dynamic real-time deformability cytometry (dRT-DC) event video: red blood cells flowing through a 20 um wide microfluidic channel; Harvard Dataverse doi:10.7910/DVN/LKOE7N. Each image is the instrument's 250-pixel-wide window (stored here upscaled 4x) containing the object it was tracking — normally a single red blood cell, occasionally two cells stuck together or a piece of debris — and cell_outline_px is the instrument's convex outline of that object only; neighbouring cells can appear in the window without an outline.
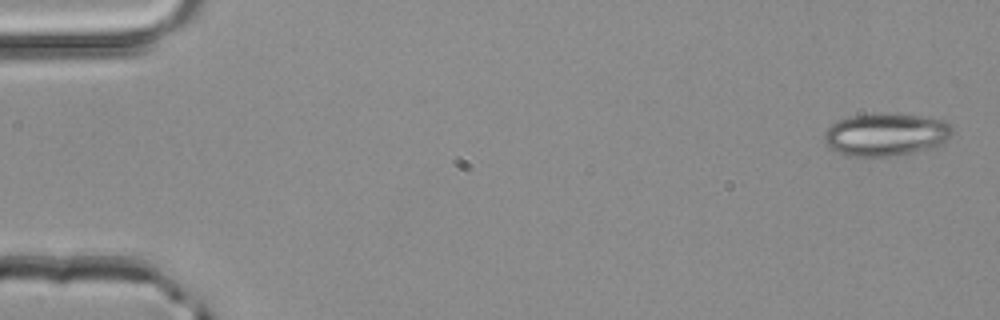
{"species": "common noctule bat (a hibernating species)", "species_latin": "Nyctalus noctula", "temperature_condition": "room temperature", "stored_images_in_passage": 4, "camera_frame_rate_fps": 3000, "um_per_image_px": 0.085, "animal": {"sex": "male", "body_mass_g": 20.4}, "frame": {"image": 1, "passage_image": 1, "time_ms": 0.0, "image_size_px": [1000, 320], "cell_outline_px": [[952, 132], [936, 148], [896, 156], [844, 156], [832, 148], [824, 140], [824, 132], [836, 120], [848, 116], [884, 112], [920, 116], [944, 120], [952, 128]], "centroid_in_image_um": [75.28, 11.43], "position_along_channel_um": 9.7, "area_um2": 32.14}}